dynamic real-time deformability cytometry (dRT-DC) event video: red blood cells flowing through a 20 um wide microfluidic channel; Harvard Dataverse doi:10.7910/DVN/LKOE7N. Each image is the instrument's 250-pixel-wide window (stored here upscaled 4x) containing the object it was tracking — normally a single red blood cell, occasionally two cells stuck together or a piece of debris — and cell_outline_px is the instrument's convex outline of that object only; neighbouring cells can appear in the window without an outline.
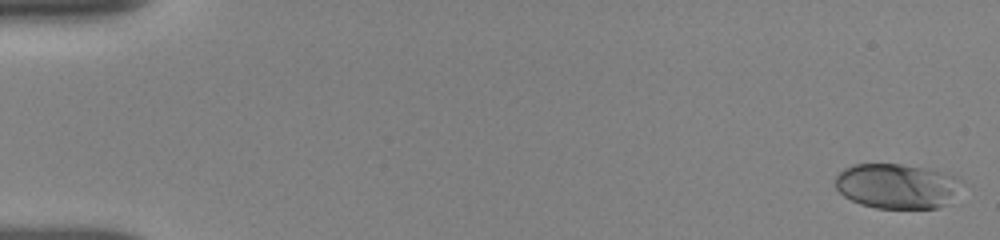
{"species": "human", "species_latin": "Homo sapiens", "temperature_condition": "room temperature", "stored_images_in_passage": 24, "camera_frame_rate_fps": 3000, "um_per_image_px": 0.085, "donor": {"sex": "female"}, "frame": {"image": 1, "passage_image": 1, "time_ms": 0.0, "image_size_px": [1000, 240], "cell_outline_px": [[968, 184], [944, 204], [936, 208], [876, 208], [860, 204], [844, 196], [836, 188], [836, 176], [844, 168], [852, 164], [900, 164], [924, 168], [956, 176], [964, 180]], "centroid_in_image_um": [76.28, 15.81], "position_along_channel_um": 8.7, "area_um2": 33.23}}
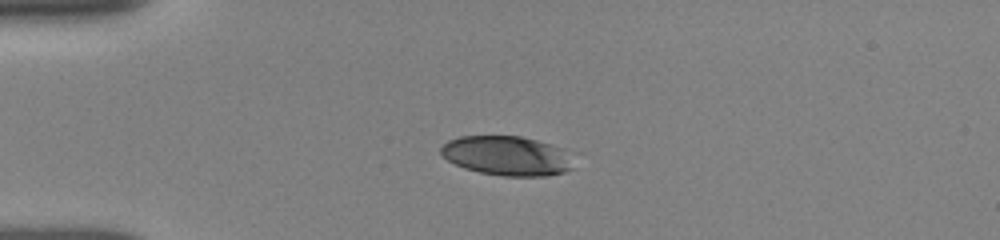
{"frame": {"image": 2, "passage_image": 16, "time_ms": 4.0, "image_size_px": [1000, 240], "cell_outline_px": [[572, 168], [564, 172], [548, 176], [504, 176], [480, 172], [464, 168], [448, 160], [440, 152], [440, 148], [448, 140], [460, 136], [520, 136], [536, 140], [564, 148], [572, 152]], "centroid_in_image_um": [43.14, 13.24], "position_along_channel_um": 41.9, "area_um2": 30.69}}